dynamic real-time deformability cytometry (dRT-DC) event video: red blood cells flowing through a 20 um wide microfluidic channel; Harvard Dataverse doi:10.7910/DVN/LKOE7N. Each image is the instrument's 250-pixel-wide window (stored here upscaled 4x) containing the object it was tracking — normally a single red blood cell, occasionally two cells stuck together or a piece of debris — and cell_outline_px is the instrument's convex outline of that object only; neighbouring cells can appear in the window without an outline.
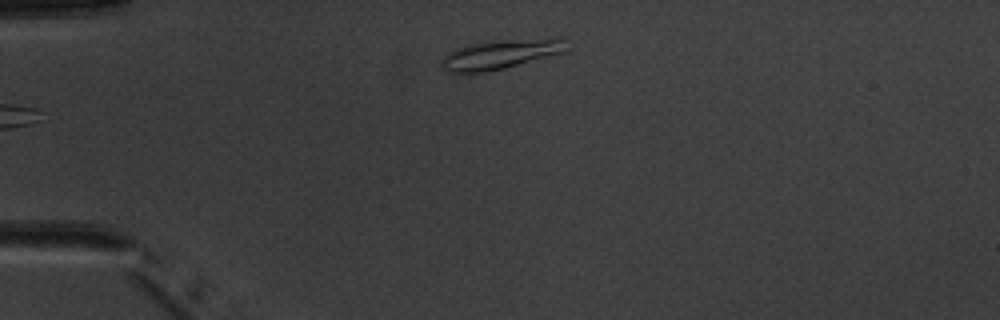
{"species": "common noctule bat (a hibernating species)", "species_latin": "Nyctalus noctula", "temperature_condition": "warm", "stored_images_in_passage": 2, "camera_frame_rate_fps": 3000, "um_per_image_px": 0.085, "animal": {"sex": "male", "body_mass_g": 20.1, "forearm_length_mm": 53.5}, "frame": {"image": 1, "passage_image": 1, "time_ms": 0.0, "image_size_px": [1000, 320], "cell_outline_px": [[568, 52], [472, 76], [452, 76], [440, 68], [440, 60], [448, 52], [464, 44], [492, 40], [556, 36], [568, 36]], "centroid_in_image_um": [42.54, 4.62], "position_along_channel_um": 42.5, "area_um2": 23.64}}